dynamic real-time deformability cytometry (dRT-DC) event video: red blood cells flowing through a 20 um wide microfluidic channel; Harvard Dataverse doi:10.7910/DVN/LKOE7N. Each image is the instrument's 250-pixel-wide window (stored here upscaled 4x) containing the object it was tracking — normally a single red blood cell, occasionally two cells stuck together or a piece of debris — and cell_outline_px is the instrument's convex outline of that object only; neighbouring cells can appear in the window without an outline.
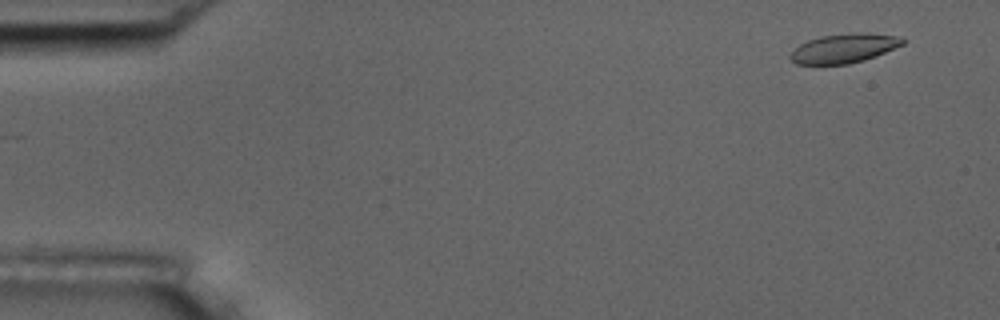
{"species": "common noctule bat (a hibernating species)", "species_latin": "Nyctalus noctula", "temperature_condition": "room temperature", "stored_images_in_passage": 10, "camera_frame_rate_fps": 3000, "um_per_image_px": 0.085, "animal": {"sex": "male", "body_mass_g": 17.5, "forearm_length_mm": 52.3}, "frame": {"image": 1, "passage_image": 2, "time_ms": 1.0, "image_size_px": [1000, 320], "cell_outline_px": [[908, 40], [904, 44], [876, 56], [864, 60], [848, 64], [796, 64], [788, 56], [800, 44], [808, 40], [820, 36], [852, 32], [868, 32], [904, 36]], "centroid_in_image_um": [71.82, 4.08], "position_along_channel_um": 13.2, "area_um2": 19.48}}
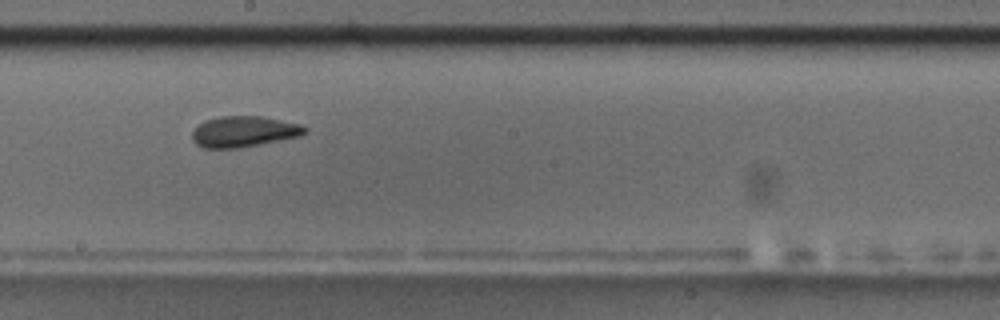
{"frame": {"image": 2, "passage_image": 9, "time_ms": 10.0, "image_size_px": [1000, 320], "cell_outline_px": [[308, 132], [300, 136], [240, 148], [200, 148], [192, 140], [192, 132], [204, 120], [220, 116], [260, 116], [300, 124], [308, 128]], "centroid_in_image_um": [20.72, 11.19], "position_along_channel_um": 227.5, "area_um2": 20.35}}
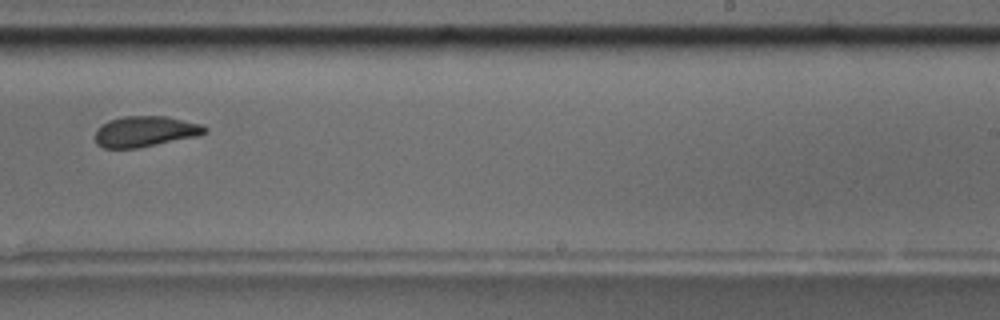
{"frame": {"image": 3, "passage_image": 10, "time_ms": 11.333, "image_size_px": [1000, 320], "cell_outline_px": [[208, 132], [196, 136], [136, 148], [104, 148], [96, 144], [96, 128], [100, 124], [108, 120], [124, 116], [168, 116], [200, 124], [208, 128]], "centroid_in_image_um": [12.31, 11.16], "position_along_channel_um": 276.7, "area_um2": 19.59}}